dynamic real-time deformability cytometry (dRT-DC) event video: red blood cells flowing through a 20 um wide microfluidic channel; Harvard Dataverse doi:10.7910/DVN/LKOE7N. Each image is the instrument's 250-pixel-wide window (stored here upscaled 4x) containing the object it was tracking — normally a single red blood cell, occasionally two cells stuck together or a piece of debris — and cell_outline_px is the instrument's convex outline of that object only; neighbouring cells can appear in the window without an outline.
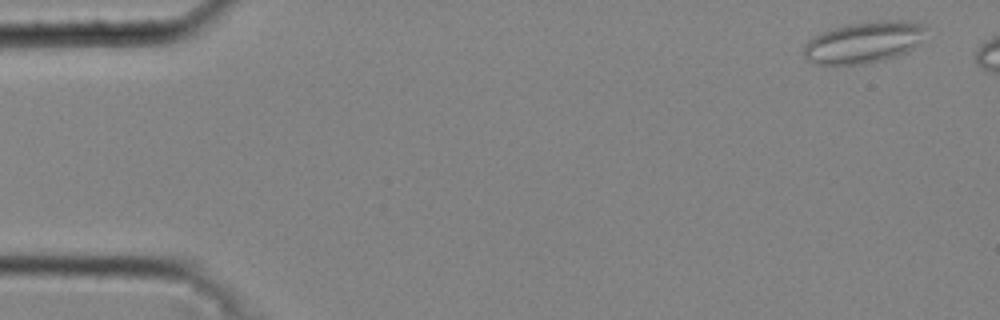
{"species": "common noctule bat (a hibernating species)", "species_latin": "Nyctalus noctula", "temperature_condition": "cold", "stored_images_in_passage": 42, "camera_frame_rate_fps": 3000, "um_per_image_px": 0.085, "animal": {"sex": "male", "body_mass_g": 20.4}, "frame": {"image": 1, "passage_image": 3, "time_ms": 0.667, "image_size_px": [1000, 320], "cell_outline_px": [[928, 28], [920, 40], [908, 52], [896, 56], [864, 64], [812, 64], [804, 56], [804, 44], [808, 40], [824, 32], [848, 24], [872, 20], [908, 20], [924, 24]], "centroid_in_image_um": [73.45, 3.58], "position_along_channel_um": 11.6, "area_um2": 29.48}}
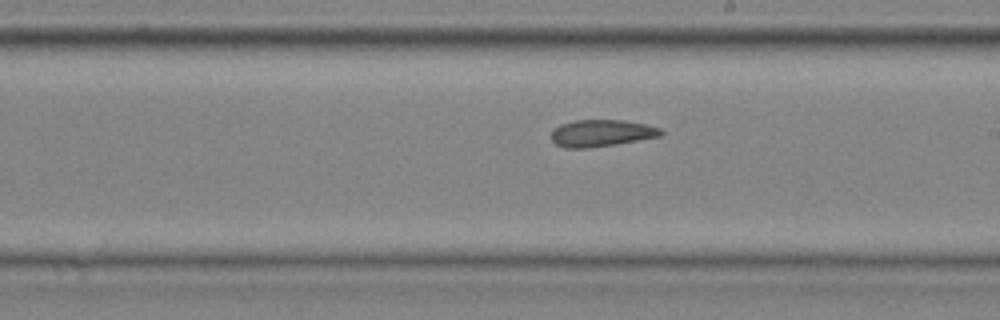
{"frame": {"image": 2, "passage_image": 27, "time_ms": 8.667, "image_size_px": [1000, 320], "cell_outline_px": [[664, 132], [660, 136], [616, 144], [584, 148], [564, 148], [556, 144], [552, 140], [552, 132], [560, 124], [576, 120], [624, 120], [644, 124], [660, 128]], "centroid_in_image_um": [51.12, 11.31], "position_along_channel_um": 237.9, "area_um2": 16.99}}
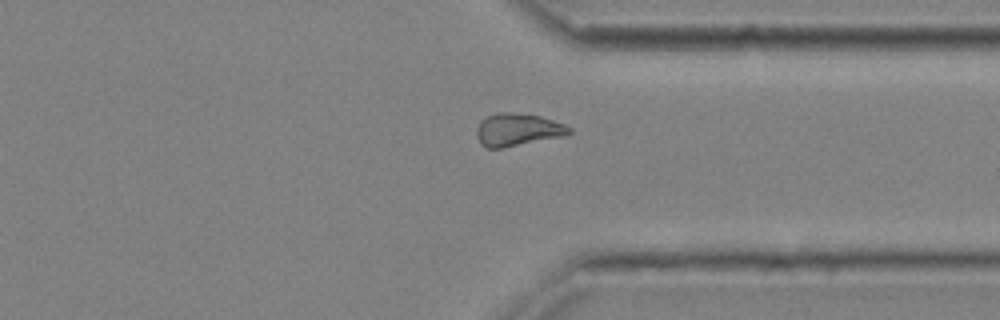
{"frame": {"image": 3, "passage_image": 36, "time_ms": 11.667, "image_size_px": [1000, 320], "cell_outline_px": [[572, 132], [564, 136], [504, 148], [484, 148], [480, 144], [476, 136], [476, 128], [480, 120], [496, 112], [512, 112], [540, 116], [564, 124], [572, 128]], "centroid_in_image_um": [43.97, 11.03], "position_along_channel_um": 367.4, "area_um2": 17.86}, "authors_computed_cell_mechanics": {"area_um2": 18.2359, "velocity_mm_per_s": 4.3101, "shape_relaxation_time_tau1_ms": null, "shape_relaxation_time_tau2_ms": 2.3466, "deformation_change_tau1": null, "deformation_change_tau2": 0.0907}}